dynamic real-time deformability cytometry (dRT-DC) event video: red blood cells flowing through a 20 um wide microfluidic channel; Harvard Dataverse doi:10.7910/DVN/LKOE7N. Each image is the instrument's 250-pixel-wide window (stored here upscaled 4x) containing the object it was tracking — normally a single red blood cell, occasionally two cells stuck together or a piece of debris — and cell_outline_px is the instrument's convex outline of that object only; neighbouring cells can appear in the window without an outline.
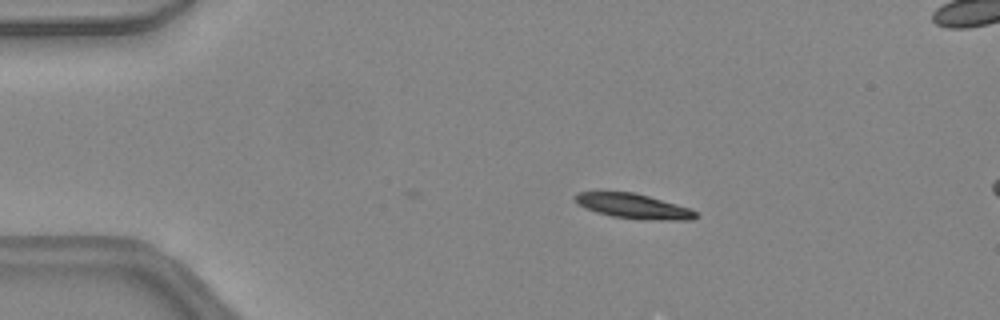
{"species": "common noctule bat (a hibernating species)", "species_latin": "Nyctalus noctula", "temperature_condition": "warm", "stored_images_in_passage": 5, "camera_frame_rate_fps": 3000, "um_per_image_px": 0.085, "animal": {"sex": "female", "body_mass_g": 24.6, "forearm_length_mm": 56.2}, "frame": {"image": 1, "passage_image": 5, "time_ms": 1.333, "image_size_px": [1000, 320], "cell_outline_px": [[696, 216], [692, 220], [640, 220], [612, 216], [596, 212], [584, 208], [572, 196], [576, 192], [632, 192], [648, 196], [692, 208], [696, 212]], "centroid_in_image_um": [53.85, 17.53], "position_along_channel_um": 31.1, "area_um2": 17.51}}